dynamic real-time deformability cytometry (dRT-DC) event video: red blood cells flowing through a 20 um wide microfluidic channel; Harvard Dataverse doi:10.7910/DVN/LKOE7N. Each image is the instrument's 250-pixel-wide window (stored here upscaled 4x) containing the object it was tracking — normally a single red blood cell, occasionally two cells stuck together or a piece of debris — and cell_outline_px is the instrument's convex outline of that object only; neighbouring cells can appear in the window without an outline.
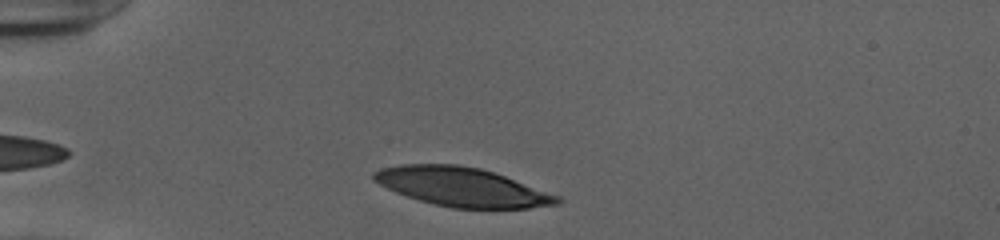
{"species": "human", "species_latin": "Homo sapiens", "temperature_condition": "cold", "stored_images_in_passage": 33, "camera_frame_rate_fps": 3000, "um_per_image_px": 0.085, "donor": {"sex": "female"}, "frame": {"image": 1, "passage_image": 3, "time_ms": 0.667, "image_size_px": [1000, 240], "cell_outline_px": [[564, 200], [560, 204], [528, 208], [452, 208], [432, 204], [396, 192], [372, 180], [372, 172], [380, 168], [400, 164], [456, 164], [480, 168], [504, 176], [560, 196]], "centroid_in_image_um": [39.26, 15.89], "position_along_channel_um": 45.7, "area_um2": 41.44}}
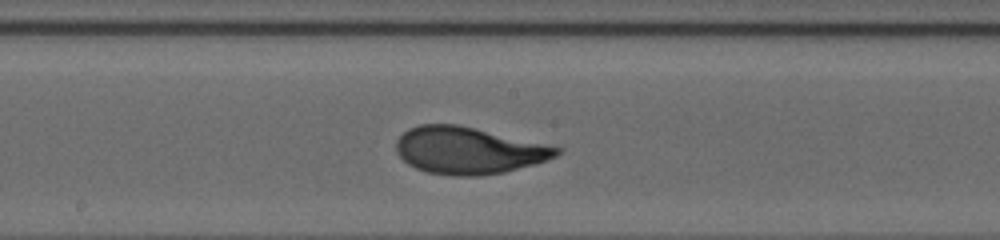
{"frame": {"image": 2, "passage_image": 18, "time_ms": 5.667, "image_size_px": [1000, 240], "cell_outline_px": [[564, 148], [556, 156], [532, 164], [504, 172], [476, 176], [452, 176], [428, 172], [416, 168], [408, 164], [396, 152], [396, 140], [408, 128], [420, 124], [456, 124]], "centroid_in_image_um": [39.78, 12.79], "position_along_channel_um": 208.4, "area_um2": 43.52}}
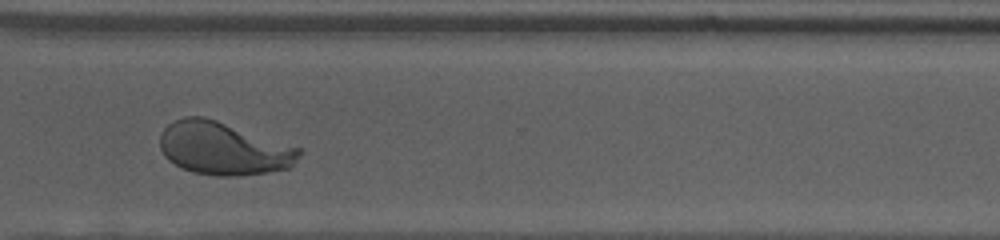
{"frame": {"image": 3, "passage_image": 29, "time_ms": 9.333, "image_size_px": [1000, 240], "cell_outline_px": [[304, 152], [292, 168], [268, 172], [240, 176], [216, 176], [192, 172], [180, 168], [168, 160], [164, 156], [160, 148], [160, 132], [168, 124], [184, 116], [204, 116], [304, 148]], "centroid_in_image_um": [19.04, 12.63], "position_along_channel_um": 351.6, "area_um2": 43.75}, "authors_computed_cell_mechanics": {"area_um2": 43.0032, "velocity_mm_per_s": 3.9133, "shape_relaxation_time_tau1_ms": 3.4345, "shape_relaxation_time_tau2_ms": null, "deformation_change_tau1": 0.1927, "deformation_change_tau2": null}}